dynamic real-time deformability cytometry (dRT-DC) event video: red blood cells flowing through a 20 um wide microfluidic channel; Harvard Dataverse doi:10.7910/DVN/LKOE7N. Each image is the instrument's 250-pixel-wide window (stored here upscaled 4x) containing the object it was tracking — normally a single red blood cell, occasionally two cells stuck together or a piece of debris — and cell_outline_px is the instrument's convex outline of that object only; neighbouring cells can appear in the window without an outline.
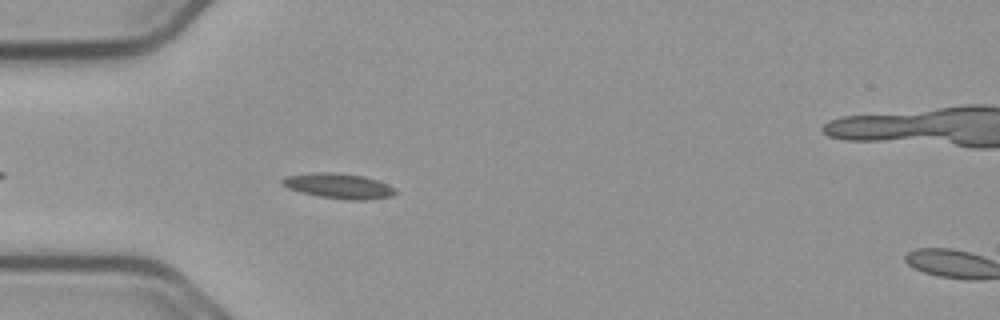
{"species": "common noctule bat (a hibernating species)", "species_latin": "Nyctalus noctula", "temperature_condition": "cold", "stored_images_in_passage": 46, "camera_frame_rate_fps": 3000, "um_per_image_px": 0.085, "animal": {"sex": "male", "body_mass_g": 23.1, "forearm_length_mm": 52.7}, "frame": {"image": 1, "passage_image": 6, "time_ms": 1.667, "image_size_px": [1000, 320], "cell_outline_px": [[396, 192], [392, 196], [368, 200], [344, 200], [320, 196], [300, 192], [288, 188], [280, 184], [280, 180], [284, 176], [320, 172], [332, 172], [364, 176], [376, 180], [396, 188]], "centroid_in_image_um": [28.77, 15.81], "position_along_channel_um": 56.2, "area_um2": 16.65}}
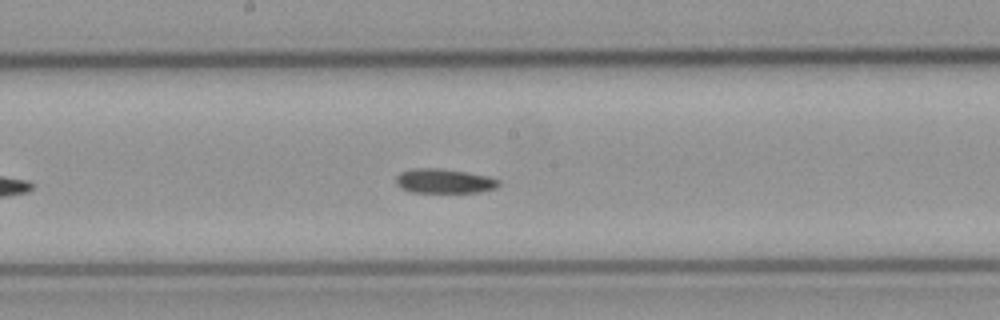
{"frame": {"image": 2, "passage_image": 19, "time_ms": 6.0, "image_size_px": [1000, 320], "cell_outline_px": [[500, 184], [496, 188], [480, 192], [412, 192], [400, 188], [396, 184], [396, 176], [400, 172], [412, 168], [440, 168], [488, 176], [500, 180]], "centroid_in_image_um": [37.74, 15.39], "position_along_channel_um": 210.5, "area_um2": 14.68}}
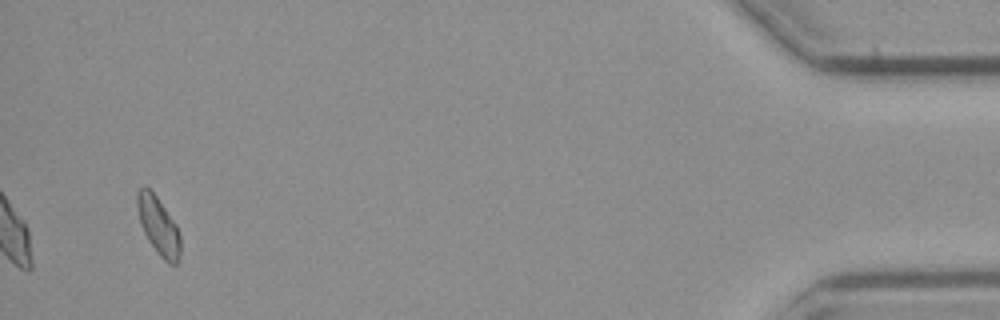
{"frame": {"image": 3, "passage_image": 43, "time_ms": 14.0, "image_size_px": [1000, 320], "cell_outline_px": [[180, 256], [176, 264], [168, 264], [156, 252], [148, 240], [140, 224], [136, 204], [136, 196], [140, 188], [148, 188], [156, 196], [176, 224], [180, 236]], "centroid_in_image_um": [13.46, 19.23], "position_along_channel_um": 421.7, "area_um2": 14.45}, "authors_computed_cell_mechanics": {"area_um2": 14.6812, "velocity_mm_per_s": 3.6836, "shape_relaxation_time_tau1_ms": 3.4886, "shape_relaxation_time_tau2_ms": 4.4468, "deformation_change_tau1": 0.1083, "deformation_change_tau2": 0.0863}}